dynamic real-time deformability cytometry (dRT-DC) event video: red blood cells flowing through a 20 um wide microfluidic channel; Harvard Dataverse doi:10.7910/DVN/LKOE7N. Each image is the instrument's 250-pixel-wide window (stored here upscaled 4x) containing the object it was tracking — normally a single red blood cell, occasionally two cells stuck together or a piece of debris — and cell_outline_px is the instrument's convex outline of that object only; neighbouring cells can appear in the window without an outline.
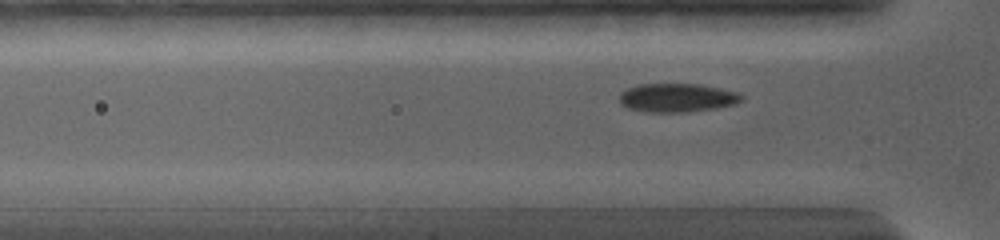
{"species": "common noctule bat (a hibernating species)", "species_latin": "Nyctalus noctula", "temperature_condition": "warm", "stored_images_in_passage": 74, "camera_frame_rate_fps": 5000, "um_per_image_px": 0.085, "animal": {"sex": "female", "body_mass_g": 19.0, "forearm_length_mm": 56.7}, "frame": {"image": 1, "passage_image": 15, "time_ms": 3.6, "image_size_px": [1000, 240], "cell_outline_px": [[744, 100], [736, 104], [716, 108], [688, 112], [648, 112], [628, 108], [620, 104], [620, 92], [636, 84], [700, 84], [720, 88], [736, 92], [744, 96]], "centroid_in_image_um": [57.57, 8.31], "position_along_channel_um": 68.2, "area_um2": 20.58}}
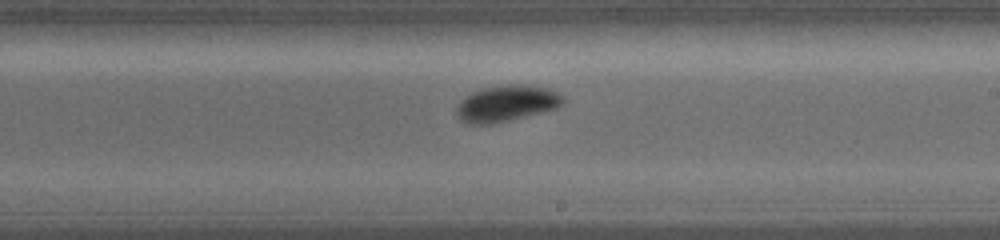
{"frame": {"image": 2, "passage_image": 40, "time_ms": 8.4, "image_size_px": [1000, 240], "cell_outline_px": [[564, 104], [556, 108], [492, 124], [468, 124], [460, 120], [456, 112], [456, 108], [460, 100], [464, 96], [480, 88], [508, 84], [528, 84], [544, 88], [556, 92], [564, 96]], "centroid_in_image_um": [43.02, 8.78], "position_along_channel_um": 246.0, "area_um2": 22.48}}
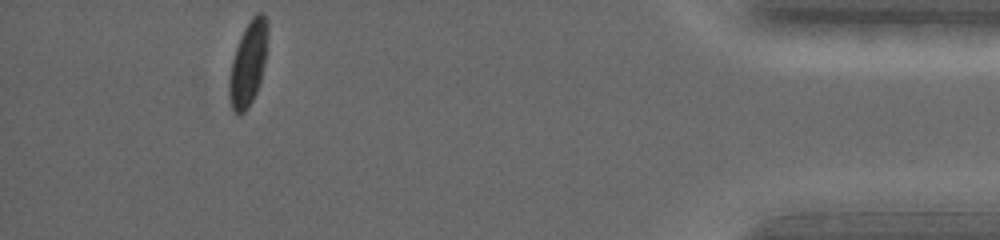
{"frame": {"image": 3, "passage_image": 74, "time_ms": 14.8, "image_size_px": [1000, 240], "cell_outline_px": [[268, 32], [264, 64], [260, 80], [256, 92], [248, 108], [244, 112], [236, 112], [232, 108], [228, 88], [228, 84], [232, 60], [240, 36], [244, 28], [252, 16], [256, 12], [264, 12], [268, 20]], "centroid_in_image_um": [21.11, 5.31], "position_along_channel_um": 414.1, "area_um2": 18.79}, "authors_computed_cell_mechanics": {"area_um2": 20.0566, "velocity_mm_per_s": 3.7021, "shape_relaxation_time_tau1_ms": 2.6039, "shape_relaxation_time_tau2_ms": null, "deformation_change_tau1": 0.1079, "deformation_change_tau2": null}}